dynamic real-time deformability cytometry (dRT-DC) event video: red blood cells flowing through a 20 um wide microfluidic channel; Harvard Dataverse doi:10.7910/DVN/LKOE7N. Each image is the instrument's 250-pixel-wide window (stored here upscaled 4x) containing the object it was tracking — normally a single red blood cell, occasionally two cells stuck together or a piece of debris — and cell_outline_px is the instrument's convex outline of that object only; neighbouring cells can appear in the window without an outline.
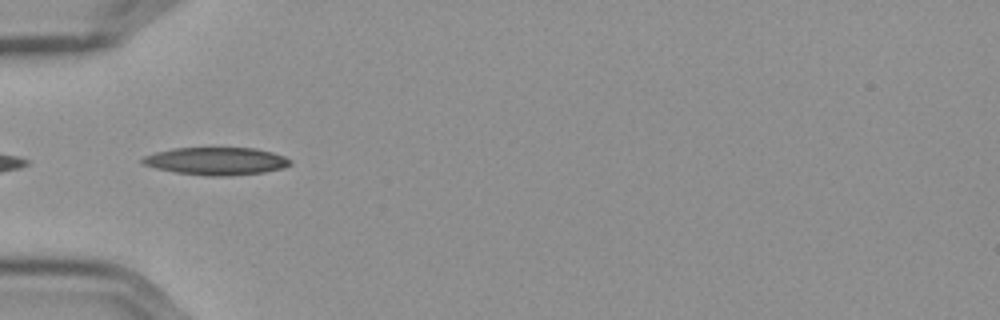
{"species": "Egyptian fruit bat (a non-hibernating species)", "species_latin": "Rousettus aegyptiacus", "temperature_condition": "cold", "stored_images_in_passage": 37, "camera_frame_rate_fps": 3000, "um_per_image_px": 0.085, "frame": {"image": 1, "passage_image": 1, "time_ms": 0.0, "image_size_px": [1000, 320], "cell_outline_px": [[292, 164], [284, 168], [264, 172], [224, 176], [212, 176], [176, 172], [156, 168], [144, 164], [140, 160], [144, 156], [156, 152], [172, 148], [256, 148], [272, 152], [284, 156], [292, 160]], "centroid_in_image_um": [18.42, 13.69], "position_along_channel_um": 66.6, "area_um2": 23.7}}
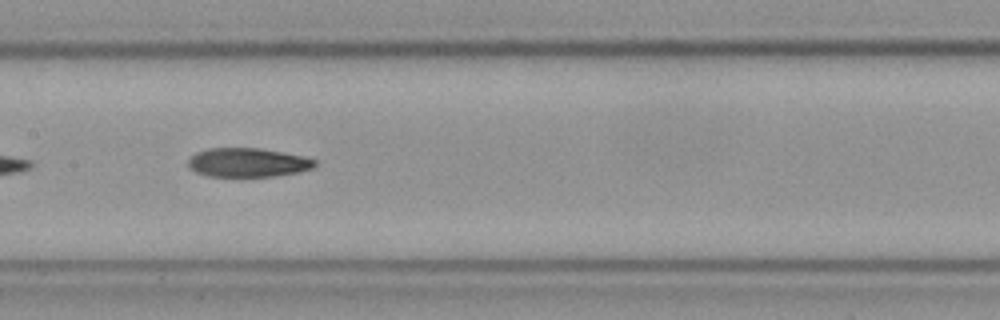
{"frame": {"image": 2, "passage_image": 11, "time_ms": 3.333, "image_size_px": [1000, 320], "cell_outline_px": [[316, 164], [312, 168], [296, 172], [272, 176], [208, 176], [196, 172], [188, 164], [188, 160], [196, 152], [208, 148], [260, 148], [304, 156], [316, 160]], "centroid_in_image_um": [21.05, 13.8], "position_along_channel_um": 186.3, "area_um2": 21.15}, "authors_computed_cell_mechanics": {"area_um2": 21.964, "velocity_mm_per_s": 3.6056, "shape_relaxation_time_tau1_ms": null, "shape_relaxation_time_tau2_ms": 6.8069, "deformation_change_tau1": null, "deformation_change_tau2": 0.1479}}